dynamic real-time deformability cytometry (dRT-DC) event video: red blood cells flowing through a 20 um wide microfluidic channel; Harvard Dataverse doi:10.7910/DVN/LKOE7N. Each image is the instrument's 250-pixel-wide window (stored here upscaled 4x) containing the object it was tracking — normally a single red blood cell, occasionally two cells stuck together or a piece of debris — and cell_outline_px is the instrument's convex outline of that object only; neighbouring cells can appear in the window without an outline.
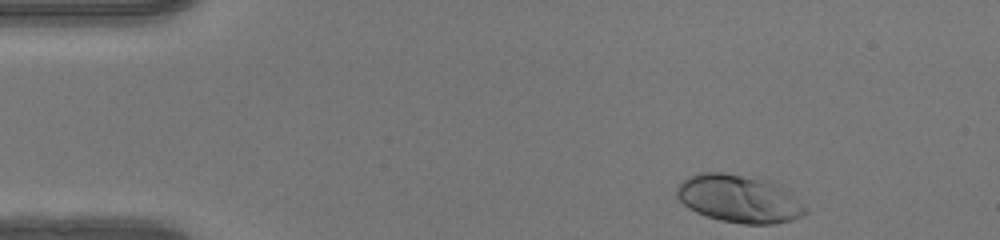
{"species": "human", "species_latin": "Homo sapiens", "temperature_condition": "warm", "stored_images_in_passage": 45, "camera_frame_rate_fps": 3000, "um_per_image_px": 0.085, "donor": {"sex": "female"}, "frame": {"image": 1, "passage_image": 1, "time_ms": 0.0, "image_size_px": [1000, 240], "cell_outline_px": [[808, 212], [804, 216], [792, 220], [772, 224], [744, 224], [720, 220], [696, 212], [688, 208], [676, 196], [676, 188], [688, 176], [700, 172], [724, 172], [768, 180], [780, 184], [808, 208]], "centroid_in_image_um": [62.85, 16.89], "position_along_channel_um": 22.2, "area_um2": 36.01}}
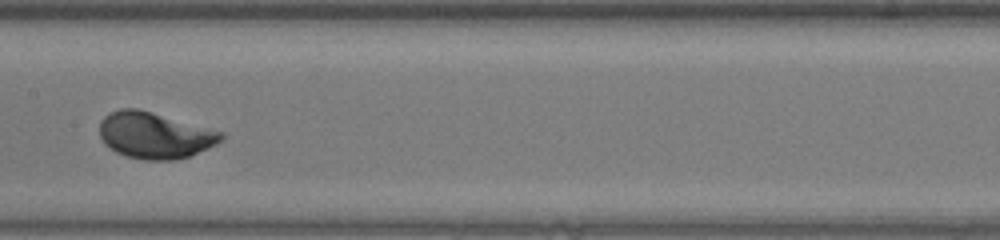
{"frame": {"image": 2, "passage_image": 20, "time_ms": 6.333, "image_size_px": [1000, 240], "cell_outline_px": [[224, 136], [216, 144], [188, 156], [172, 160], [144, 160], [128, 156], [116, 152], [104, 144], [100, 136], [100, 120], [104, 116], [120, 108], [136, 108], [152, 112], [224, 132]], "centroid_in_image_um": [13.12, 11.49], "position_along_channel_um": 194.3, "area_um2": 32.54}}
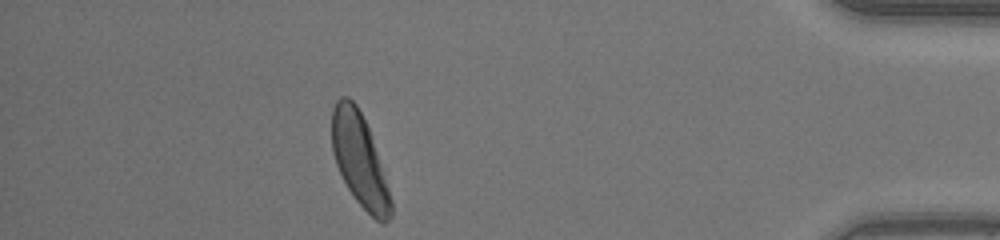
{"frame": {"image": 3, "passage_image": 39, "time_ms": 12.667, "image_size_px": [1000, 240], "cell_outline_px": [[392, 216], [384, 224], [380, 224], [356, 200], [348, 188], [336, 164], [332, 152], [332, 108], [336, 100], [340, 96], [348, 96], [356, 104], [368, 128], [392, 200]], "centroid_in_image_um": [30.54, 13.6], "position_along_channel_um": 404.7, "area_um2": 31.33}, "authors_computed_cell_mechanics": {"area_um2": 32.1946, "velocity_mm_per_s": 4.1021, "shape_relaxation_time_tau1_ms": 2.2181, "shape_relaxation_time_tau2_ms": null, "deformation_change_tau1": 0.1829, "deformation_change_tau2": null}}